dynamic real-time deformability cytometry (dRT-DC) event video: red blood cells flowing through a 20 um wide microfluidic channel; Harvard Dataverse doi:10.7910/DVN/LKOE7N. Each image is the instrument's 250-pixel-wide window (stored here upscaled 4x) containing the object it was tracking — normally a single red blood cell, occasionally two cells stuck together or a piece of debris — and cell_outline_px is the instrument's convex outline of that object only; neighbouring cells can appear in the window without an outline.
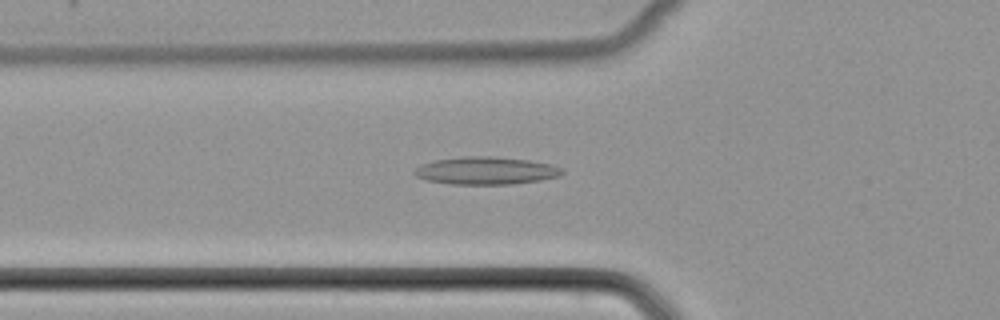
{"species": "common noctule bat (a hibernating species)", "species_latin": "Nyctalus noctula", "temperature_condition": "cold", "stored_images_in_passage": 45, "camera_frame_rate_fps": 3000, "um_per_image_px": 0.085, "animal": {"sex": "female", "body_mass_g": 22.7, "forearm_length_mm": 54.2}, "frame": {"image": 1, "passage_image": 13, "time_ms": 4.0, "image_size_px": [1000, 320], "cell_outline_px": [[564, 172], [560, 176], [540, 180], [512, 184], [452, 184], [428, 180], [416, 176], [412, 172], [420, 164], [436, 160], [464, 156], [488, 156], [528, 160], [548, 164], [564, 168]], "centroid_in_image_um": [41.31, 14.51], "position_along_channel_um": 84.5, "area_um2": 23.64}}
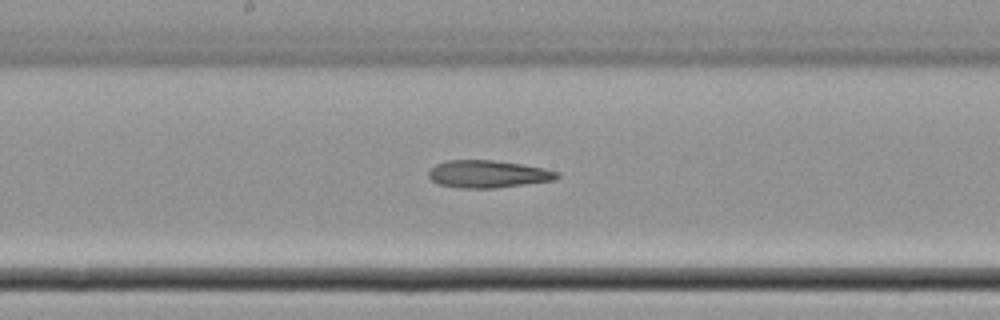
{"frame": {"image": 2, "passage_image": 22, "time_ms": 7.0, "image_size_px": [1000, 320], "cell_outline_px": [[560, 176], [556, 180], [496, 188], [460, 188], [440, 184], [432, 180], [428, 176], [428, 172], [436, 164], [448, 160], [492, 160], [520, 164], [560, 172]], "centroid_in_image_um": [41.48, 14.8], "position_along_channel_um": 206.7, "area_um2": 20.4}}
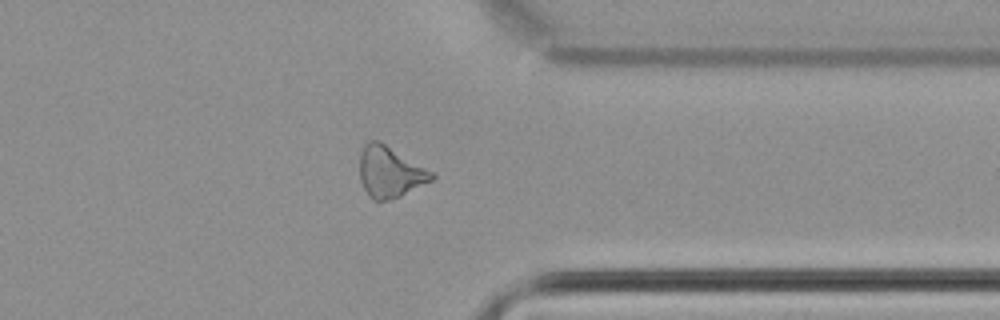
{"frame": {"image": 3, "passage_image": 35, "time_ms": 11.333, "image_size_px": [1000, 320], "cell_outline_px": [[436, 176], [432, 180], [400, 196], [388, 200], [372, 200], [368, 196], [360, 180], [360, 152], [364, 144], [368, 140], [380, 140], [436, 172]], "centroid_in_image_um": [33.16, 14.58], "position_along_channel_um": 378.2, "area_um2": 21.85}}